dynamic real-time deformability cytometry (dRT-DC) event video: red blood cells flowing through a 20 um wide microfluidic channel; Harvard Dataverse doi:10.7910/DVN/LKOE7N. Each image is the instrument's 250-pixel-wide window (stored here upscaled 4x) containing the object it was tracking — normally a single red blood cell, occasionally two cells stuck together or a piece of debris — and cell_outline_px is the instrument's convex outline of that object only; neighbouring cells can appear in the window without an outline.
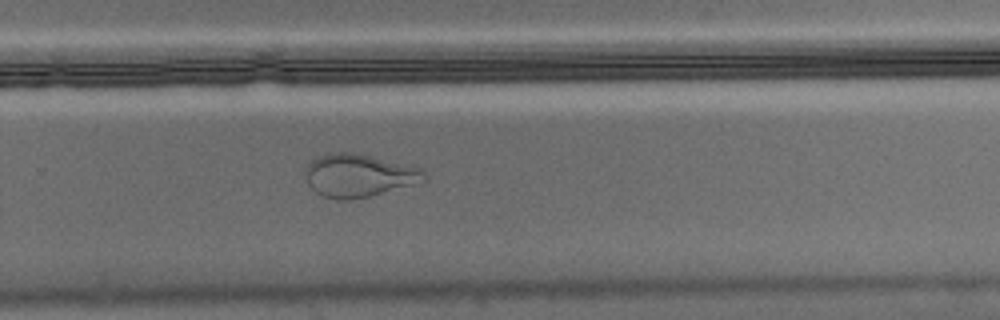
{"species": "Egyptian fruit bat (a non-hibernating species)", "species_latin": "Rousettus aegyptiacus", "temperature_condition": "warm", "stored_images_in_passage": 55, "camera_frame_rate_fps": 3000, "um_per_image_px": 0.085, "animal": {"sex": "male"}, "frame": {"image": 1, "passage_image": 36, "time_ms": 11.667, "image_size_px": [1000, 320], "cell_outline_px": [[428, 180], [368, 196], [352, 200], [336, 200], [324, 196], [316, 192], [308, 184], [304, 172], [304, 168], [316, 156], [328, 152], [352, 152], [424, 168], [428, 176]], "centroid_in_image_um": [30.48, 14.9], "position_along_channel_um": 299.3, "area_um2": 29.94}}
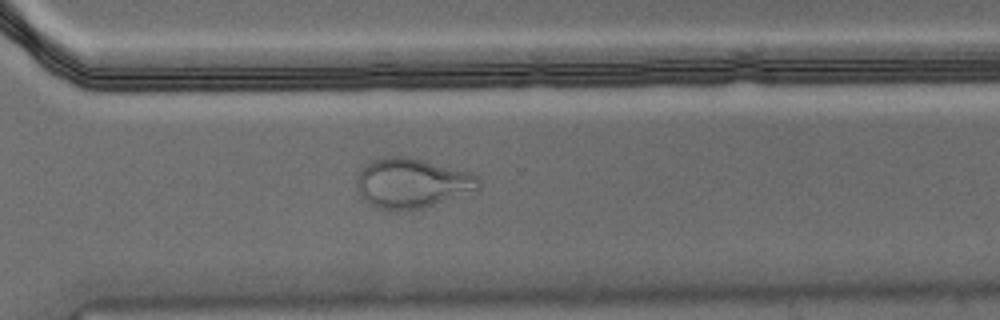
{"frame": {"image": 2, "passage_image": 39, "time_ms": 12.667, "image_size_px": [1000, 320], "cell_outline_px": [[480, 188], [424, 208], [404, 212], [396, 212], [376, 208], [368, 204], [360, 196], [356, 188], [356, 176], [372, 160], [384, 156], [408, 156], [472, 172], [480, 180]], "centroid_in_image_um": [34.97, 15.58], "position_along_channel_um": 335.6, "area_um2": 35.89}}